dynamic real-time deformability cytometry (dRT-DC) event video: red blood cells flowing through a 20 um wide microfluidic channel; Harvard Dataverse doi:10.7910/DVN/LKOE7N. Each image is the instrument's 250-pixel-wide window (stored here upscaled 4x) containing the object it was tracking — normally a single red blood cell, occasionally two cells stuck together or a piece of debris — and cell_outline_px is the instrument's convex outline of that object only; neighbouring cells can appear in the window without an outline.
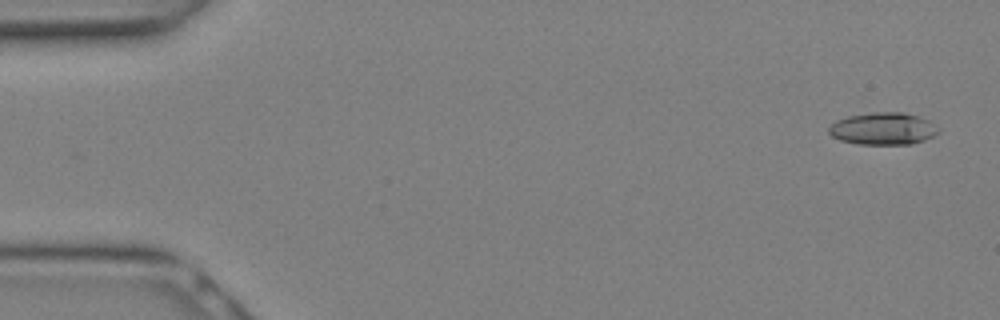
{"species": "Egyptian fruit bat (a non-hibernating species)", "species_latin": "Rousettus aegyptiacus", "temperature_condition": "warm", "stored_images_in_passage": 7, "camera_frame_rate_fps": 3000, "um_per_image_px": 0.085, "animal": {"sex": "female"}, "frame": {"image": 1, "passage_image": 2, "time_ms": 0.333, "image_size_px": [1000, 320], "cell_outline_px": [[940, 132], [924, 140], [912, 144], [860, 144], [840, 140], [832, 136], [828, 132], [828, 128], [836, 120], [848, 116], [872, 112], [904, 112], [928, 120], [940, 128]], "centroid_in_image_um": [75.07, 10.93], "position_along_channel_um": 9.9, "area_um2": 20.58}}